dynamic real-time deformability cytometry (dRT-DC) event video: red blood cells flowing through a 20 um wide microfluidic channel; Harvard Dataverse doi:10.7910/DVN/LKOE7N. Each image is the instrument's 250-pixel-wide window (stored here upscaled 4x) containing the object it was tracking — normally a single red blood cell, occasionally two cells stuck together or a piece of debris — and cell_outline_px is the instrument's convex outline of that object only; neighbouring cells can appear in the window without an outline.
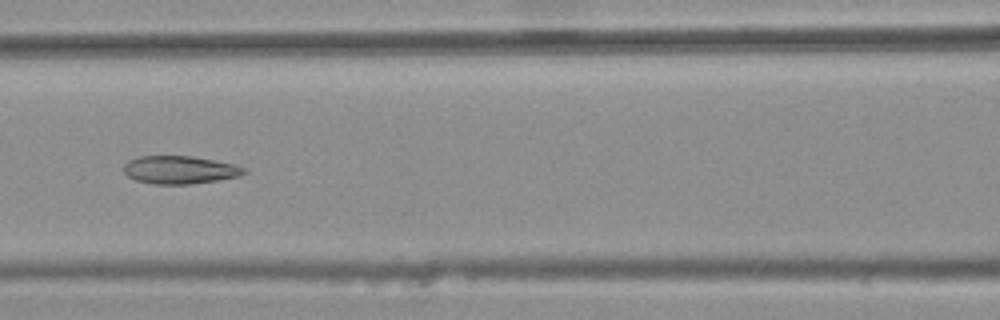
{"species": "common noctule bat (a hibernating species)", "species_latin": "Nyctalus noctula", "temperature_condition": "warm", "stored_images_in_passage": 8, "camera_frame_rate_fps": 3000, "um_per_image_px": 0.085, "animal": {"sex": "female", "body_mass_g": 25.1}, "frame": {"image": 1, "passage_image": 5, "time_ms": 1.333, "image_size_px": [1000, 320], "cell_outline_px": [[248, 172], [240, 176], [216, 180], [188, 184], [152, 184], [136, 180], [128, 176], [124, 172], [124, 164], [128, 160], [140, 156], [192, 156], [232, 164], [248, 168]], "centroid_in_image_um": [15.28, 14.44], "position_along_channel_um": 151.3, "area_um2": 19.54}}
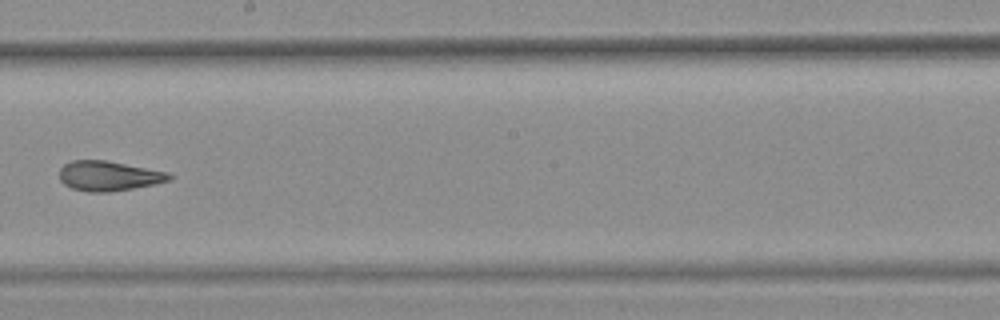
{"frame": {"image": 2, "passage_image": 7, "time_ms": 2.0, "image_size_px": [1000, 320], "cell_outline_px": [[172, 180], [132, 188], [108, 192], [88, 192], [72, 188], [64, 184], [60, 180], [60, 168], [64, 164], [72, 160], [104, 160], [168, 172], [172, 176]], "centroid_in_image_um": [9.21, 14.95], "position_along_channel_um": 239.0, "area_um2": 18.9}}
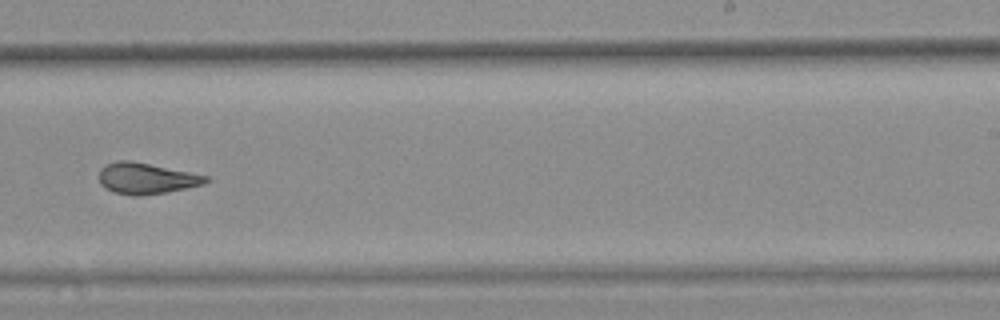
{"frame": {"image": 3, "passage_image": 8, "time_ms": 2.333, "image_size_px": [1000, 320], "cell_outline_px": [[208, 180], [204, 184], [168, 192], [140, 196], [132, 196], [116, 192], [100, 184], [100, 168], [116, 160], [132, 160], [208, 176]], "centroid_in_image_um": [12.43, 15.16], "position_along_channel_um": 276.6, "area_um2": 19.19}}